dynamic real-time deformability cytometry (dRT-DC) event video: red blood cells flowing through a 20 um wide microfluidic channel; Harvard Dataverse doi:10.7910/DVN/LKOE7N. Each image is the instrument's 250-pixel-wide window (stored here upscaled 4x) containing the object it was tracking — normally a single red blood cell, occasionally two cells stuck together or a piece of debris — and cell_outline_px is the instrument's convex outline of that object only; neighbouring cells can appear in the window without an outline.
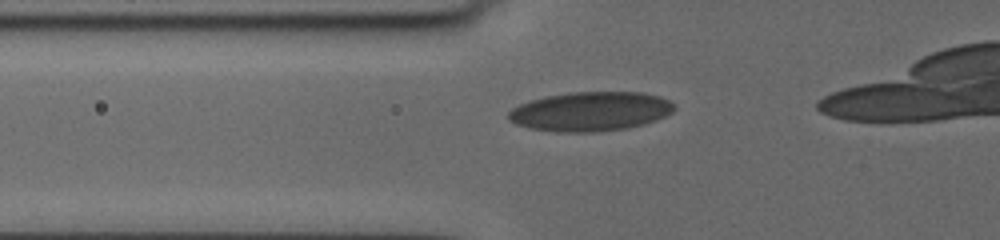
{"species": "human", "species_latin": "Homo sapiens", "temperature_condition": "cold", "stored_images_in_passage": 32, "camera_frame_rate_fps": 3000, "um_per_image_px": 0.085, "donor": {"sex": "female"}, "frame": {"image": 1, "passage_image": 2, "time_ms": 0.333, "image_size_px": [1000, 240], "cell_outline_px": [[676, 108], [672, 112], [664, 116], [644, 124], [624, 128], [596, 132], [556, 132], [528, 128], [516, 124], [508, 120], [508, 112], [512, 108], [520, 104], [544, 96], [568, 92], [644, 92], [660, 96], [668, 100]], "centroid_in_image_um": [50.16, 9.47], "position_along_channel_um": 75.6, "area_um2": 38.03}}
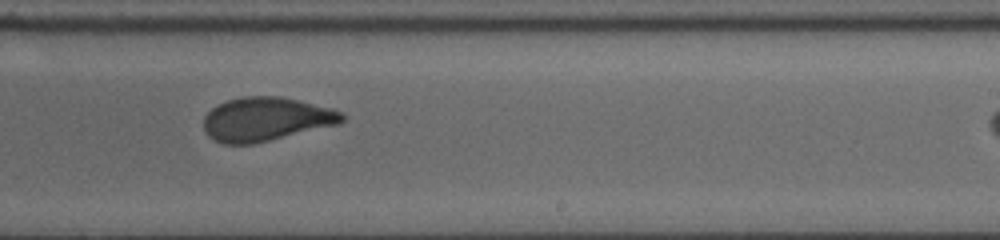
{"frame": {"image": 2, "passage_image": 18, "time_ms": 5.667, "image_size_px": [1000, 240], "cell_outline_px": [[344, 120], [340, 124], [252, 144], [224, 144], [208, 136], [204, 128], [204, 116], [212, 108], [228, 100], [240, 96], [280, 96], [332, 108], [344, 112]], "centroid_in_image_um": [22.63, 10.12], "position_along_channel_um": 266.4, "area_um2": 35.26}}
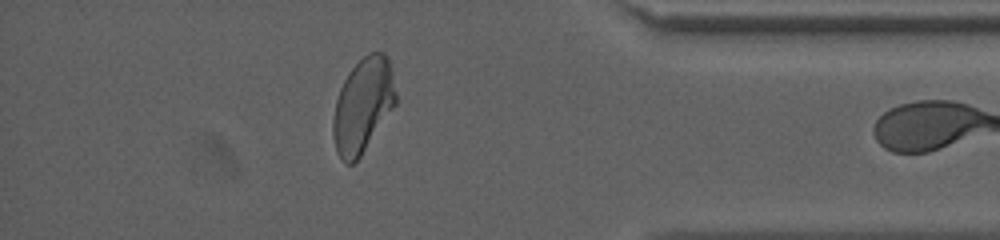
{"frame": {"image": 3, "passage_image": 31, "time_ms": 10.0, "image_size_px": [1000, 240], "cell_outline_px": [[396, 104], [360, 156], [352, 164], [348, 164], [340, 160], [336, 152], [332, 136], [332, 120], [336, 100], [340, 88], [348, 72], [368, 52], [384, 52], [392, 68], [396, 92]], "centroid_in_image_um": [30.83, 8.96], "position_along_channel_um": 404.4, "area_um2": 34.56}}